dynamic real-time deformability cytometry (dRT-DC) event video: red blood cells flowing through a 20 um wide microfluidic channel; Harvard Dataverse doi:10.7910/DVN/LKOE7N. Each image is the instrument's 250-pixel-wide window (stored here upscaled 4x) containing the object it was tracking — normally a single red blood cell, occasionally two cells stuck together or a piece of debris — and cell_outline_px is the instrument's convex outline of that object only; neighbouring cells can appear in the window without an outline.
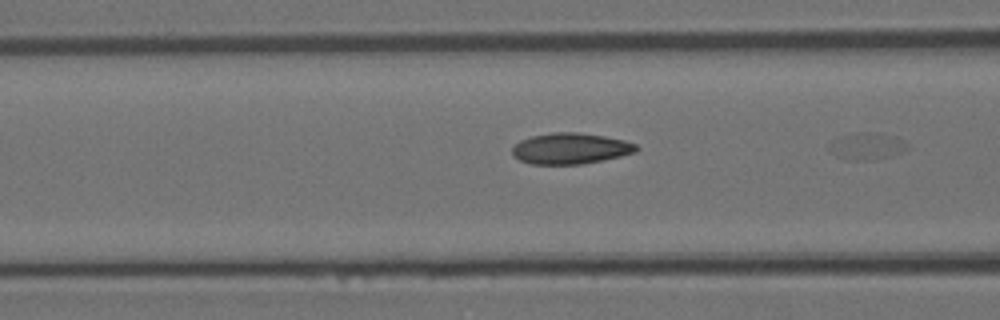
{"species": "Egyptian fruit bat (a non-hibernating species)", "species_latin": "Rousettus aegyptiacus", "temperature_condition": "room temperature", "stored_images_in_passage": 21, "segment_of_instrument_passage": [2, 2], "camera_frame_rate_fps": 3000, "um_per_image_px": 0.085, "animal": {"sex": "female"}, "frame": {"image": 1, "passage_image": 21, "time_ms": 6.667, "image_size_px": [1000, 320], "cell_outline_px": [[908, 148], [900, 152], [876, 160], [852, 160], [836, 156], [828, 148], [860, 132], [900, 140]], "centroid_in_image_um": [73.72, 12.52], "position_along_channel_um": 92.9, "area_um2": 10.52}}